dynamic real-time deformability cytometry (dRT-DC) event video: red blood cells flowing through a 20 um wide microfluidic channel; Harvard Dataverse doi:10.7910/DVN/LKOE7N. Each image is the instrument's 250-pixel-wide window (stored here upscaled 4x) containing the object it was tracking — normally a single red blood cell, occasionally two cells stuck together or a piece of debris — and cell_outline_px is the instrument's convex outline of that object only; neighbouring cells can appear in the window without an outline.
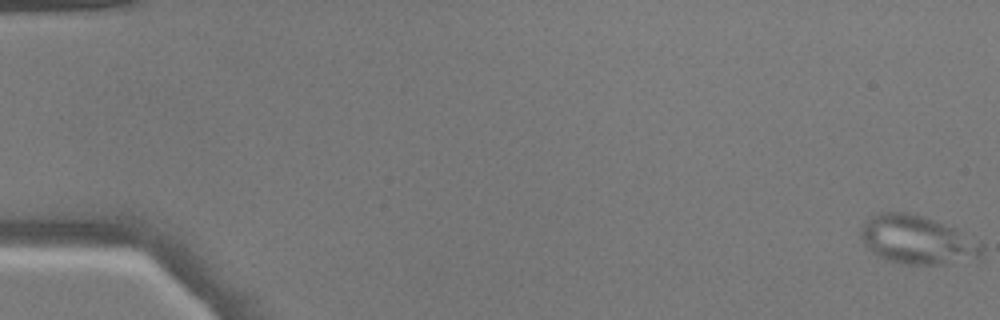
{"species": "common noctule bat (a hibernating species)", "species_latin": "Nyctalus noctula", "temperature_condition": "warm", "stored_images_in_passage": 5, "camera_frame_rate_fps": 3000, "um_per_image_px": 0.085, "animal": {"sex": "male", "body_mass_g": 17.9}, "frame": {"image": 1, "passage_image": 1, "time_ms": 0.0, "image_size_px": [1000, 320], "cell_outline_px": [[984, 256], [980, 260], [948, 264], [904, 264], [888, 260], [872, 252], [864, 244], [860, 236], [860, 228], [868, 216], [876, 212], [908, 212], [924, 216], [956, 228], [984, 244]], "centroid_in_image_um": [78.02, 20.39], "position_along_channel_um": 7.0, "area_um2": 35.08}}